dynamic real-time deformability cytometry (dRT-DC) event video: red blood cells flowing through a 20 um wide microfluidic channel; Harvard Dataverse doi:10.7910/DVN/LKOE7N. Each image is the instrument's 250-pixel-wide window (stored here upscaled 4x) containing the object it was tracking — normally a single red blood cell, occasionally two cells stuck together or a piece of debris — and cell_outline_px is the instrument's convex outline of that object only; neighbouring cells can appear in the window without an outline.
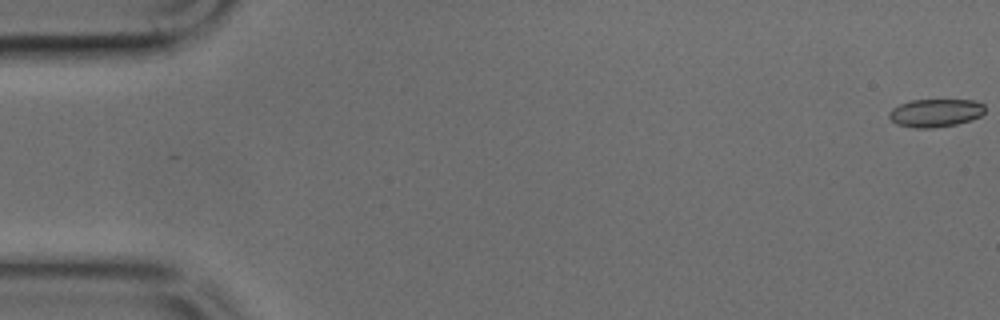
{"species": "common noctule bat (a hibernating species)", "species_latin": "Nyctalus noctula", "temperature_condition": "cold", "stored_images_in_passage": 7, "camera_frame_rate_fps": 3000, "um_per_image_px": 0.085, "animal": {"sex": "male", "body_mass_g": 17.9, "forearm_length_mm": 54.2}, "frame": {"image": 1, "passage_image": 1, "time_ms": 0.0, "image_size_px": [1000, 320], "cell_outline_px": [[984, 112], [980, 116], [956, 124], [932, 128], [912, 128], [896, 124], [888, 116], [888, 112], [892, 108], [900, 104], [912, 100], [972, 100], [984, 104]], "centroid_in_image_um": [79.47, 9.6], "position_along_channel_um": 5.5, "area_um2": 15.61}}